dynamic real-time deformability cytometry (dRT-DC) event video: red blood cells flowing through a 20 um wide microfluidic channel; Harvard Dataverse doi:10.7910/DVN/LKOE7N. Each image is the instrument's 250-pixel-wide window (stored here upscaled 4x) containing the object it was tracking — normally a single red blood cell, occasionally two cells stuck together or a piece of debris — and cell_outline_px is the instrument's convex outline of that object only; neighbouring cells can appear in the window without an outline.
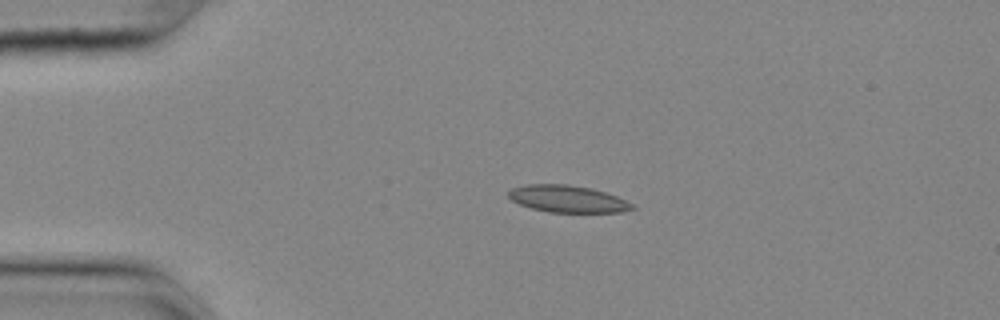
{"species": "common noctule bat (a hibernating species)", "species_latin": "Nyctalus noctula", "temperature_condition": "cold", "stored_images_in_passage": 44, "camera_frame_rate_fps": 3000, "um_per_image_px": 0.085, "animal": {"sex": "female", "body_mass_g": 25.1}, "frame": {"image": 1, "passage_image": 1, "time_ms": 0.0, "image_size_px": [1000, 320], "cell_outline_px": [[636, 208], [620, 212], [548, 212], [532, 208], [520, 204], [512, 200], [508, 196], [508, 192], [512, 188], [528, 184], [568, 184], [592, 188], [616, 196], [632, 204]], "centroid_in_image_um": [48.23, 16.9], "position_along_channel_um": 36.8, "area_um2": 19.31}}
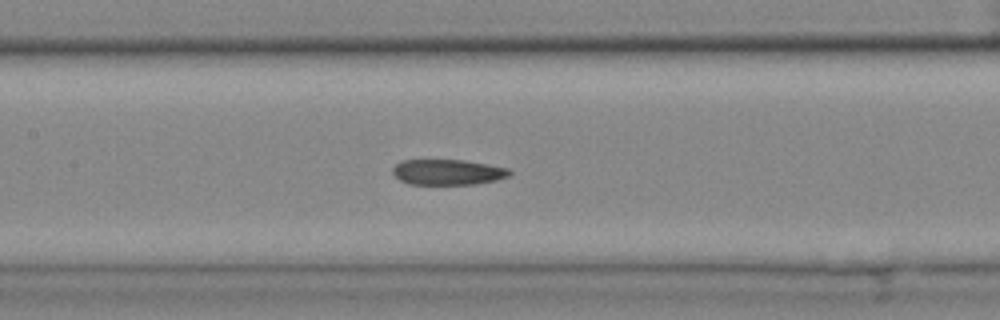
{"frame": {"image": 2, "passage_image": 15, "time_ms": 4.667, "image_size_px": [1000, 320], "cell_outline_px": [[512, 172], [508, 176], [496, 180], [476, 184], [408, 184], [400, 180], [392, 172], [392, 168], [400, 160], [464, 160], [488, 164], [508, 168]], "centroid_in_image_um": [38.05, 14.63], "position_along_channel_um": 169.4, "area_um2": 17.4}}
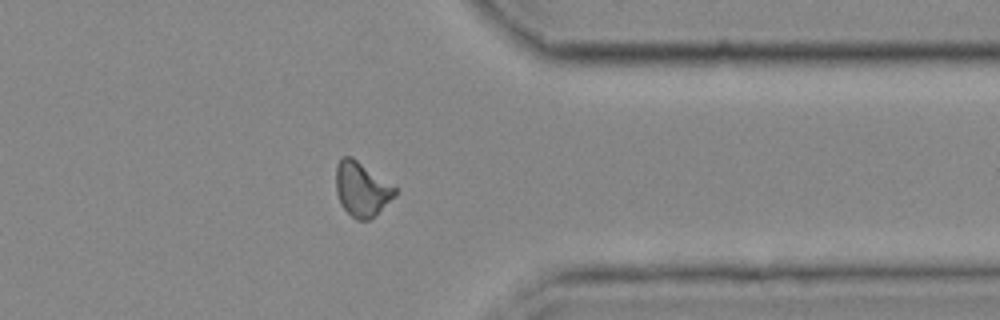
{"frame": {"image": 3, "passage_image": 33, "time_ms": 10.667, "image_size_px": [1000, 320], "cell_outline_px": [[396, 196], [368, 220], [356, 220], [340, 204], [336, 192], [336, 168], [340, 160], [344, 156], [352, 156], [396, 188]], "centroid_in_image_um": [30.73, 16.08], "position_along_channel_um": 380.7, "area_um2": 18.38}, "authors_computed_cell_mechanics": {"area_um2": 18.3515, "velocity_mm_per_s": 3.6335, "shape_relaxation_time_tau1_ms": null, "shape_relaxation_time_tau2_ms": 3.6319, "deformation_change_tau1": null, "deformation_change_tau2": 0.0796}}